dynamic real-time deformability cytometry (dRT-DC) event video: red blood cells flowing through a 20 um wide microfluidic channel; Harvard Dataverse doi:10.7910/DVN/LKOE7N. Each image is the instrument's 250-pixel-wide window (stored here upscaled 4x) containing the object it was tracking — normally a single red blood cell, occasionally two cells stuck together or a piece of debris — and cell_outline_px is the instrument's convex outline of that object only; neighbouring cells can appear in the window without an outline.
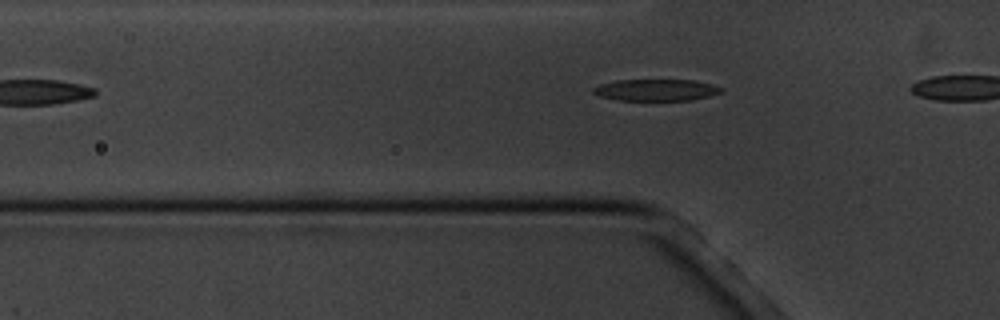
{"species": "common noctule bat (a hibernating species)", "species_latin": "Nyctalus noctula", "temperature_condition": "cold", "stored_images_in_passage": 4, "camera_frame_rate_fps": 3000, "um_per_image_px": 0.085, "animal": {"sex": "male", "body_mass_g": 20.1, "forearm_length_mm": 53.5}, "frame": {"image": 1, "passage_image": 4, "time_ms": 4.333, "image_size_px": [1000, 320], "cell_outline_px": [[724, 88], [720, 92], [708, 96], [692, 100], [616, 100], [600, 96], [592, 92], [592, 88], [600, 84], [616, 80], [692, 80]], "centroid_in_image_um": [55.71, 7.65], "position_along_channel_um": 70.1, "area_um2": 15.95}}